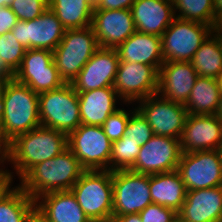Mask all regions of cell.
Segmentation results:
<instances>
[{
    "instance_id": "6da1fadb",
    "label": "cell",
    "mask_w": 222,
    "mask_h": 222,
    "mask_svg": "<svg viewBox=\"0 0 222 222\" xmlns=\"http://www.w3.org/2000/svg\"><path fill=\"white\" fill-rule=\"evenodd\" d=\"M85 169L67 148L59 155L33 166L19 186L32 198L42 194L71 190Z\"/></svg>"
},
{
    "instance_id": "7a4b0ae2",
    "label": "cell",
    "mask_w": 222,
    "mask_h": 222,
    "mask_svg": "<svg viewBox=\"0 0 222 222\" xmlns=\"http://www.w3.org/2000/svg\"><path fill=\"white\" fill-rule=\"evenodd\" d=\"M67 148V134L40 125L9 143L5 162L13 164L21 179L33 166L52 159Z\"/></svg>"
},
{
    "instance_id": "3957f363",
    "label": "cell",
    "mask_w": 222,
    "mask_h": 222,
    "mask_svg": "<svg viewBox=\"0 0 222 222\" xmlns=\"http://www.w3.org/2000/svg\"><path fill=\"white\" fill-rule=\"evenodd\" d=\"M40 125L39 94L15 79L10 80L0 103V128L5 141L9 144Z\"/></svg>"
},
{
    "instance_id": "277c9868",
    "label": "cell",
    "mask_w": 222,
    "mask_h": 222,
    "mask_svg": "<svg viewBox=\"0 0 222 222\" xmlns=\"http://www.w3.org/2000/svg\"><path fill=\"white\" fill-rule=\"evenodd\" d=\"M71 191L91 222H112V171L85 170Z\"/></svg>"
},
{
    "instance_id": "5b68a950",
    "label": "cell",
    "mask_w": 222,
    "mask_h": 222,
    "mask_svg": "<svg viewBox=\"0 0 222 222\" xmlns=\"http://www.w3.org/2000/svg\"><path fill=\"white\" fill-rule=\"evenodd\" d=\"M99 48L92 26L65 30L53 51V61L63 81L71 83Z\"/></svg>"
},
{
    "instance_id": "8992f818",
    "label": "cell",
    "mask_w": 222,
    "mask_h": 222,
    "mask_svg": "<svg viewBox=\"0 0 222 222\" xmlns=\"http://www.w3.org/2000/svg\"><path fill=\"white\" fill-rule=\"evenodd\" d=\"M39 119L41 126L67 135L81 125L78 93L70 83L39 93Z\"/></svg>"
},
{
    "instance_id": "52a82bcc",
    "label": "cell",
    "mask_w": 222,
    "mask_h": 222,
    "mask_svg": "<svg viewBox=\"0 0 222 222\" xmlns=\"http://www.w3.org/2000/svg\"><path fill=\"white\" fill-rule=\"evenodd\" d=\"M67 144L85 170H110L112 142L101 126L81 124L67 135Z\"/></svg>"
},
{
    "instance_id": "ba28073f",
    "label": "cell",
    "mask_w": 222,
    "mask_h": 222,
    "mask_svg": "<svg viewBox=\"0 0 222 222\" xmlns=\"http://www.w3.org/2000/svg\"><path fill=\"white\" fill-rule=\"evenodd\" d=\"M211 32L209 25L176 17L161 36L164 62H191L195 52Z\"/></svg>"
},
{
    "instance_id": "9c48e42d",
    "label": "cell",
    "mask_w": 222,
    "mask_h": 222,
    "mask_svg": "<svg viewBox=\"0 0 222 222\" xmlns=\"http://www.w3.org/2000/svg\"><path fill=\"white\" fill-rule=\"evenodd\" d=\"M137 110L148 121L153 134L180 139L188 116L184 104L170 101L158 93L139 100Z\"/></svg>"
},
{
    "instance_id": "30bf717a",
    "label": "cell",
    "mask_w": 222,
    "mask_h": 222,
    "mask_svg": "<svg viewBox=\"0 0 222 222\" xmlns=\"http://www.w3.org/2000/svg\"><path fill=\"white\" fill-rule=\"evenodd\" d=\"M112 185L113 216L139 214L152 203L148 174L112 171Z\"/></svg>"
},
{
    "instance_id": "8fae6325",
    "label": "cell",
    "mask_w": 222,
    "mask_h": 222,
    "mask_svg": "<svg viewBox=\"0 0 222 222\" xmlns=\"http://www.w3.org/2000/svg\"><path fill=\"white\" fill-rule=\"evenodd\" d=\"M14 79L38 94L58 89L65 84L53 61V51L46 49H26L22 63L14 73Z\"/></svg>"
},
{
    "instance_id": "7c38bea8",
    "label": "cell",
    "mask_w": 222,
    "mask_h": 222,
    "mask_svg": "<svg viewBox=\"0 0 222 222\" xmlns=\"http://www.w3.org/2000/svg\"><path fill=\"white\" fill-rule=\"evenodd\" d=\"M177 171L187 191L222 186V165L217 150L181 153Z\"/></svg>"
},
{
    "instance_id": "4fadbf2b",
    "label": "cell",
    "mask_w": 222,
    "mask_h": 222,
    "mask_svg": "<svg viewBox=\"0 0 222 222\" xmlns=\"http://www.w3.org/2000/svg\"><path fill=\"white\" fill-rule=\"evenodd\" d=\"M65 30L56 14L48 7L33 20H18L11 32L26 49L54 51L61 42Z\"/></svg>"
},
{
    "instance_id": "5bb4252c",
    "label": "cell",
    "mask_w": 222,
    "mask_h": 222,
    "mask_svg": "<svg viewBox=\"0 0 222 222\" xmlns=\"http://www.w3.org/2000/svg\"><path fill=\"white\" fill-rule=\"evenodd\" d=\"M159 71L142 63L119 62L113 84L123 101L130 104L158 92Z\"/></svg>"
},
{
    "instance_id": "9a60e30c",
    "label": "cell",
    "mask_w": 222,
    "mask_h": 222,
    "mask_svg": "<svg viewBox=\"0 0 222 222\" xmlns=\"http://www.w3.org/2000/svg\"><path fill=\"white\" fill-rule=\"evenodd\" d=\"M181 153L180 139L154 134L141 146L130 171L152 175L177 170Z\"/></svg>"
},
{
    "instance_id": "2e32d148",
    "label": "cell",
    "mask_w": 222,
    "mask_h": 222,
    "mask_svg": "<svg viewBox=\"0 0 222 222\" xmlns=\"http://www.w3.org/2000/svg\"><path fill=\"white\" fill-rule=\"evenodd\" d=\"M118 64L116 49L100 47L70 84L77 93L112 87Z\"/></svg>"
},
{
    "instance_id": "e0dca14e",
    "label": "cell",
    "mask_w": 222,
    "mask_h": 222,
    "mask_svg": "<svg viewBox=\"0 0 222 222\" xmlns=\"http://www.w3.org/2000/svg\"><path fill=\"white\" fill-rule=\"evenodd\" d=\"M222 145V122L215 115L188 114L180 138L182 153L217 150Z\"/></svg>"
},
{
    "instance_id": "ac0fdd59",
    "label": "cell",
    "mask_w": 222,
    "mask_h": 222,
    "mask_svg": "<svg viewBox=\"0 0 222 222\" xmlns=\"http://www.w3.org/2000/svg\"><path fill=\"white\" fill-rule=\"evenodd\" d=\"M91 26L101 48L116 49L136 31L130 9L93 10Z\"/></svg>"
},
{
    "instance_id": "d6986e66",
    "label": "cell",
    "mask_w": 222,
    "mask_h": 222,
    "mask_svg": "<svg viewBox=\"0 0 222 222\" xmlns=\"http://www.w3.org/2000/svg\"><path fill=\"white\" fill-rule=\"evenodd\" d=\"M197 77L191 62L165 61L159 69L157 93L185 105Z\"/></svg>"
},
{
    "instance_id": "ffe728a7",
    "label": "cell",
    "mask_w": 222,
    "mask_h": 222,
    "mask_svg": "<svg viewBox=\"0 0 222 222\" xmlns=\"http://www.w3.org/2000/svg\"><path fill=\"white\" fill-rule=\"evenodd\" d=\"M177 216L183 222H219L222 219V186L187 191Z\"/></svg>"
},
{
    "instance_id": "44dd1931",
    "label": "cell",
    "mask_w": 222,
    "mask_h": 222,
    "mask_svg": "<svg viewBox=\"0 0 222 222\" xmlns=\"http://www.w3.org/2000/svg\"><path fill=\"white\" fill-rule=\"evenodd\" d=\"M130 10L136 31L160 37L176 18L171 0H135Z\"/></svg>"
},
{
    "instance_id": "7402d4cb",
    "label": "cell",
    "mask_w": 222,
    "mask_h": 222,
    "mask_svg": "<svg viewBox=\"0 0 222 222\" xmlns=\"http://www.w3.org/2000/svg\"><path fill=\"white\" fill-rule=\"evenodd\" d=\"M35 208L46 222H91L71 190L42 194Z\"/></svg>"
},
{
    "instance_id": "603a6c76",
    "label": "cell",
    "mask_w": 222,
    "mask_h": 222,
    "mask_svg": "<svg viewBox=\"0 0 222 222\" xmlns=\"http://www.w3.org/2000/svg\"><path fill=\"white\" fill-rule=\"evenodd\" d=\"M119 62L142 63L154 66L158 71L164 63L161 37L135 31L117 48Z\"/></svg>"
},
{
    "instance_id": "cb8c5ba5",
    "label": "cell",
    "mask_w": 222,
    "mask_h": 222,
    "mask_svg": "<svg viewBox=\"0 0 222 222\" xmlns=\"http://www.w3.org/2000/svg\"><path fill=\"white\" fill-rule=\"evenodd\" d=\"M81 124L102 126L105 120L120 108L121 100L114 87L98 88L78 93Z\"/></svg>"
},
{
    "instance_id": "d4e9b609",
    "label": "cell",
    "mask_w": 222,
    "mask_h": 222,
    "mask_svg": "<svg viewBox=\"0 0 222 222\" xmlns=\"http://www.w3.org/2000/svg\"><path fill=\"white\" fill-rule=\"evenodd\" d=\"M152 203L179 212L186 198V187L177 170L149 175Z\"/></svg>"
},
{
    "instance_id": "484cf974",
    "label": "cell",
    "mask_w": 222,
    "mask_h": 222,
    "mask_svg": "<svg viewBox=\"0 0 222 222\" xmlns=\"http://www.w3.org/2000/svg\"><path fill=\"white\" fill-rule=\"evenodd\" d=\"M221 94L215 78L198 76L184 105L190 115L216 114Z\"/></svg>"
},
{
    "instance_id": "4316f807",
    "label": "cell",
    "mask_w": 222,
    "mask_h": 222,
    "mask_svg": "<svg viewBox=\"0 0 222 222\" xmlns=\"http://www.w3.org/2000/svg\"><path fill=\"white\" fill-rule=\"evenodd\" d=\"M49 8L66 30L92 25L94 0H51Z\"/></svg>"
},
{
    "instance_id": "83f0119b",
    "label": "cell",
    "mask_w": 222,
    "mask_h": 222,
    "mask_svg": "<svg viewBox=\"0 0 222 222\" xmlns=\"http://www.w3.org/2000/svg\"><path fill=\"white\" fill-rule=\"evenodd\" d=\"M191 63L198 76L216 79L222 72V39L211 32L195 52Z\"/></svg>"
},
{
    "instance_id": "f1b7e54d",
    "label": "cell",
    "mask_w": 222,
    "mask_h": 222,
    "mask_svg": "<svg viewBox=\"0 0 222 222\" xmlns=\"http://www.w3.org/2000/svg\"><path fill=\"white\" fill-rule=\"evenodd\" d=\"M35 209L32 199L19 185L0 197V222H23Z\"/></svg>"
},
{
    "instance_id": "f546056e",
    "label": "cell",
    "mask_w": 222,
    "mask_h": 222,
    "mask_svg": "<svg viewBox=\"0 0 222 222\" xmlns=\"http://www.w3.org/2000/svg\"><path fill=\"white\" fill-rule=\"evenodd\" d=\"M172 4L175 17L212 27L215 19L213 0H172Z\"/></svg>"
},
{
    "instance_id": "4dcf8cb0",
    "label": "cell",
    "mask_w": 222,
    "mask_h": 222,
    "mask_svg": "<svg viewBox=\"0 0 222 222\" xmlns=\"http://www.w3.org/2000/svg\"><path fill=\"white\" fill-rule=\"evenodd\" d=\"M141 146L139 143L123 136L112 142L110 156V171L130 170L135 163Z\"/></svg>"
},
{
    "instance_id": "1f68e13d",
    "label": "cell",
    "mask_w": 222,
    "mask_h": 222,
    "mask_svg": "<svg viewBox=\"0 0 222 222\" xmlns=\"http://www.w3.org/2000/svg\"><path fill=\"white\" fill-rule=\"evenodd\" d=\"M26 48L19 43L11 31L0 35V57L15 73L20 67Z\"/></svg>"
},
{
    "instance_id": "d6a6232c",
    "label": "cell",
    "mask_w": 222,
    "mask_h": 222,
    "mask_svg": "<svg viewBox=\"0 0 222 222\" xmlns=\"http://www.w3.org/2000/svg\"><path fill=\"white\" fill-rule=\"evenodd\" d=\"M125 136L131 139L140 146L148 142L153 134L151 126L142 114L136 109L131 115L125 128Z\"/></svg>"
},
{
    "instance_id": "836d02e7",
    "label": "cell",
    "mask_w": 222,
    "mask_h": 222,
    "mask_svg": "<svg viewBox=\"0 0 222 222\" xmlns=\"http://www.w3.org/2000/svg\"><path fill=\"white\" fill-rule=\"evenodd\" d=\"M136 110L125 111L124 108L118 109L116 112L111 114L101 126L105 135L110 139L111 142L121 139L125 134V128L130 115Z\"/></svg>"
},
{
    "instance_id": "e575fe53",
    "label": "cell",
    "mask_w": 222,
    "mask_h": 222,
    "mask_svg": "<svg viewBox=\"0 0 222 222\" xmlns=\"http://www.w3.org/2000/svg\"><path fill=\"white\" fill-rule=\"evenodd\" d=\"M18 20H33L40 16L48 7L47 0H13L9 6Z\"/></svg>"
},
{
    "instance_id": "d590c367",
    "label": "cell",
    "mask_w": 222,
    "mask_h": 222,
    "mask_svg": "<svg viewBox=\"0 0 222 222\" xmlns=\"http://www.w3.org/2000/svg\"><path fill=\"white\" fill-rule=\"evenodd\" d=\"M139 215L141 222H172L177 217V212L171 208L151 203Z\"/></svg>"
},
{
    "instance_id": "8d00e7d4",
    "label": "cell",
    "mask_w": 222,
    "mask_h": 222,
    "mask_svg": "<svg viewBox=\"0 0 222 222\" xmlns=\"http://www.w3.org/2000/svg\"><path fill=\"white\" fill-rule=\"evenodd\" d=\"M135 0H94V10L130 9Z\"/></svg>"
},
{
    "instance_id": "74e56055",
    "label": "cell",
    "mask_w": 222,
    "mask_h": 222,
    "mask_svg": "<svg viewBox=\"0 0 222 222\" xmlns=\"http://www.w3.org/2000/svg\"><path fill=\"white\" fill-rule=\"evenodd\" d=\"M17 21L16 14L9 6L0 7V35L11 31Z\"/></svg>"
},
{
    "instance_id": "f35d334b",
    "label": "cell",
    "mask_w": 222,
    "mask_h": 222,
    "mask_svg": "<svg viewBox=\"0 0 222 222\" xmlns=\"http://www.w3.org/2000/svg\"><path fill=\"white\" fill-rule=\"evenodd\" d=\"M13 173L0 169V197L12 186Z\"/></svg>"
},
{
    "instance_id": "ab89813d",
    "label": "cell",
    "mask_w": 222,
    "mask_h": 222,
    "mask_svg": "<svg viewBox=\"0 0 222 222\" xmlns=\"http://www.w3.org/2000/svg\"><path fill=\"white\" fill-rule=\"evenodd\" d=\"M112 222H141L139 214H125L122 216H112Z\"/></svg>"
},
{
    "instance_id": "60d3db41",
    "label": "cell",
    "mask_w": 222,
    "mask_h": 222,
    "mask_svg": "<svg viewBox=\"0 0 222 222\" xmlns=\"http://www.w3.org/2000/svg\"><path fill=\"white\" fill-rule=\"evenodd\" d=\"M9 144L5 141L1 128H0V165L3 167V163L7 157Z\"/></svg>"
},
{
    "instance_id": "b9f144b4",
    "label": "cell",
    "mask_w": 222,
    "mask_h": 222,
    "mask_svg": "<svg viewBox=\"0 0 222 222\" xmlns=\"http://www.w3.org/2000/svg\"><path fill=\"white\" fill-rule=\"evenodd\" d=\"M211 29L213 34L222 39V13L215 17Z\"/></svg>"
},
{
    "instance_id": "7bdbcfd3",
    "label": "cell",
    "mask_w": 222,
    "mask_h": 222,
    "mask_svg": "<svg viewBox=\"0 0 222 222\" xmlns=\"http://www.w3.org/2000/svg\"><path fill=\"white\" fill-rule=\"evenodd\" d=\"M23 222H46V220L35 208Z\"/></svg>"
},
{
    "instance_id": "ee69618b",
    "label": "cell",
    "mask_w": 222,
    "mask_h": 222,
    "mask_svg": "<svg viewBox=\"0 0 222 222\" xmlns=\"http://www.w3.org/2000/svg\"><path fill=\"white\" fill-rule=\"evenodd\" d=\"M0 76L14 77V72L3 62L0 57Z\"/></svg>"
},
{
    "instance_id": "f6af8a7d",
    "label": "cell",
    "mask_w": 222,
    "mask_h": 222,
    "mask_svg": "<svg viewBox=\"0 0 222 222\" xmlns=\"http://www.w3.org/2000/svg\"><path fill=\"white\" fill-rule=\"evenodd\" d=\"M12 79H14V77H2V76H0V102H1L2 96L4 94L7 83Z\"/></svg>"
},
{
    "instance_id": "bcb514c9",
    "label": "cell",
    "mask_w": 222,
    "mask_h": 222,
    "mask_svg": "<svg viewBox=\"0 0 222 222\" xmlns=\"http://www.w3.org/2000/svg\"><path fill=\"white\" fill-rule=\"evenodd\" d=\"M213 8L215 17L222 13V0H213Z\"/></svg>"
},
{
    "instance_id": "7dc6e473",
    "label": "cell",
    "mask_w": 222,
    "mask_h": 222,
    "mask_svg": "<svg viewBox=\"0 0 222 222\" xmlns=\"http://www.w3.org/2000/svg\"><path fill=\"white\" fill-rule=\"evenodd\" d=\"M219 120L222 122V94H221V98H220V103H219V106H218V109L216 111V114H215Z\"/></svg>"
},
{
    "instance_id": "c3c4849f",
    "label": "cell",
    "mask_w": 222,
    "mask_h": 222,
    "mask_svg": "<svg viewBox=\"0 0 222 222\" xmlns=\"http://www.w3.org/2000/svg\"><path fill=\"white\" fill-rule=\"evenodd\" d=\"M220 94H222V72L216 77Z\"/></svg>"
},
{
    "instance_id": "681fc988",
    "label": "cell",
    "mask_w": 222,
    "mask_h": 222,
    "mask_svg": "<svg viewBox=\"0 0 222 222\" xmlns=\"http://www.w3.org/2000/svg\"><path fill=\"white\" fill-rule=\"evenodd\" d=\"M13 0H0V7L10 6Z\"/></svg>"
},
{
    "instance_id": "f907efd6",
    "label": "cell",
    "mask_w": 222,
    "mask_h": 222,
    "mask_svg": "<svg viewBox=\"0 0 222 222\" xmlns=\"http://www.w3.org/2000/svg\"><path fill=\"white\" fill-rule=\"evenodd\" d=\"M218 151V154H219V157H220V162H221V165H222V145L217 149Z\"/></svg>"
},
{
    "instance_id": "816d5d0a",
    "label": "cell",
    "mask_w": 222,
    "mask_h": 222,
    "mask_svg": "<svg viewBox=\"0 0 222 222\" xmlns=\"http://www.w3.org/2000/svg\"><path fill=\"white\" fill-rule=\"evenodd\" d=\"M172 222H183L178 216Z\"/></svg>"
}]
</instances>
